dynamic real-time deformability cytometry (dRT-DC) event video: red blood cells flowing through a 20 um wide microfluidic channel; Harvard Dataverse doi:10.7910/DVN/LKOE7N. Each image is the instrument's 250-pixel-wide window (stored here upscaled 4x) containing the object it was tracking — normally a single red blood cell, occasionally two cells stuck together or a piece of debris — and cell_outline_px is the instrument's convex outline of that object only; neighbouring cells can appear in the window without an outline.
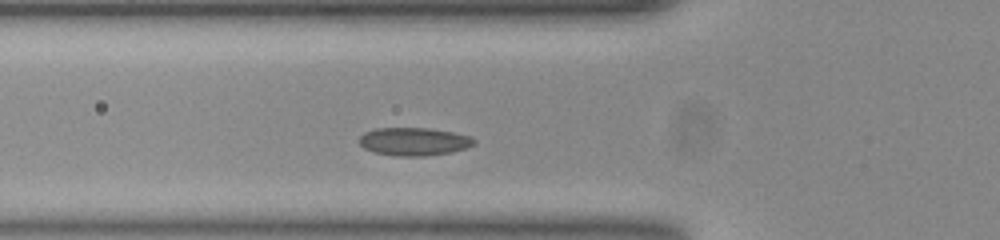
{"species": "common noctule bat (a hibernating species)", "species_latin": "Nyctalus noctula", "temperature_condition": "room temperature", "stored_images_in_passage": 29, "camera_frame_rate_fps": 3000, "um_per_image_px": 0.085, "animal": {"sex": "female", "body_mass_g": 23.0, "forearm_length_mm": 53.4}, "frame": {"image": 1, "passage_image": 2, "time_ms": 0.333, "image_size_px": [1000, 240], "cell_outline_px": [[476, 144], [468, 148], [452, 152], [424, 156], [392, 156], [372, 152], [364, 148], [360, 144], [360, 136], [364, 132], [376, 128], [428, 128], [452, 132], [468, 136], [476, 140]], "centroid_in_image_um": [35.18, 12.04], "position_along_channel_um": 90.6, "area_um2": 18.9}}
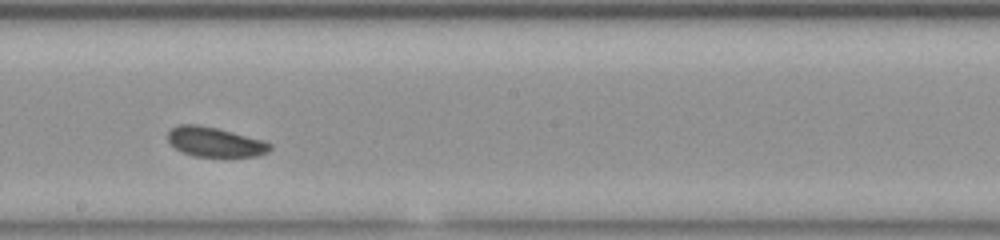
{"frame": {"image": 2, "passage_image": 13, "time_ms": 4.0, "image_size_px": [1000, 240], "cell_outline_px": [[272, 148], [268, 152], [260, 156], [192, 156], [176, 148], [168, 140], [168, 132], [172, 128], [180, 124], [196, 124], [216, 128], [260, 140], [272, 144]], "centroid_in_image_um": [18.26, 12.07], "position_along_channel_um": 229.9, "area_um2": 17.28}}
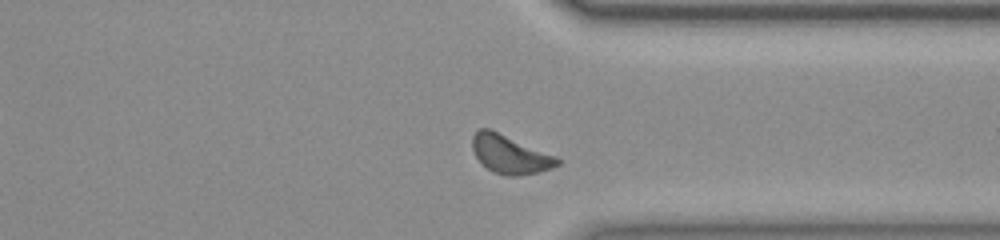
{"frame": {"image": 3, "passage_image": 24, "time_ms": 7.667, "image_size_px": [1000, 240], "cell_outline_px": [[560, 164], [552, 168], [520, 176], [508, 176], [492, 172], [476, 156], [472, 148], [472, 136], [480, 128], [492, 128], [556, 156], [560, 160]], "centroid_in_image_um": [43.35, 13.1], "position_along_channel_um": 368.0, "area_um2": 19.13}}